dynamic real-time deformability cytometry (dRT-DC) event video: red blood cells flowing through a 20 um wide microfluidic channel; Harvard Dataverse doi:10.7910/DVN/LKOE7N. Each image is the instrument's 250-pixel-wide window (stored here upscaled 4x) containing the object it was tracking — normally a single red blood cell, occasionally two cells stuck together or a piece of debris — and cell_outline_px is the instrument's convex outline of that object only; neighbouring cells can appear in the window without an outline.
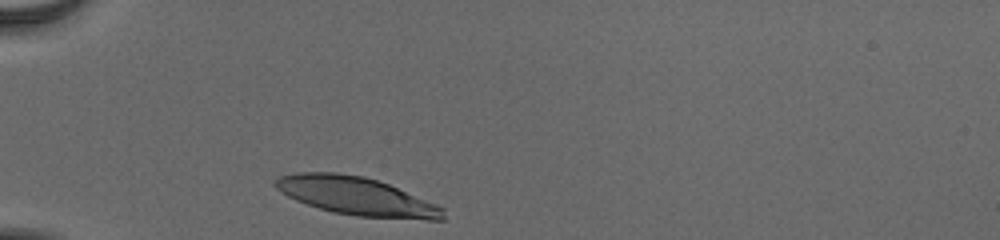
{"species": "human", "species_latin": "Homo sapiens", "temperature_condition": "cold", "stored_images_in_passage": 30, "camera_frame_rate_fps": 3000, "um_per_image_px": 0.085, "donor": {"sex": "male"}, "frame": {"image": 1, "passage_image": 1, "time_ms": 0.0, "image_size_px": [1000, 240], "cell_outline_px": [[444, 220], [428, 220], [356, 216], [332, 212], [296, 200], [288, 196], [276, 188], [272, 184], [280, 176], [296, 172], [336, 172], [364, 176], [388, 184], [436, 204], [444, 208]], "centroid_in_image_um": [30.3, 16.67], "position_along_channel_um": 54.7, "area_um2": 37.17}}
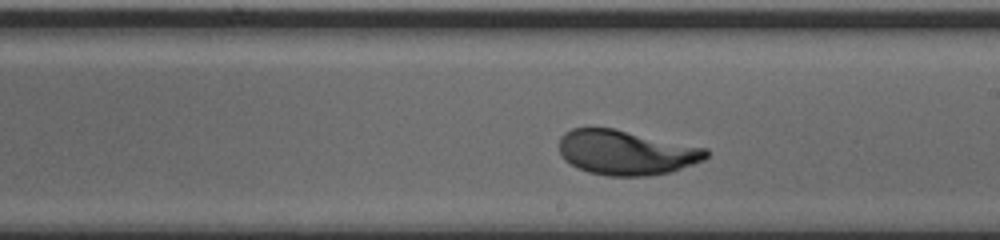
{"frame": {"image": 2, "passage_image": 17, "time_ms": 5.333, "image_size_px": [1000, 240], "cell_outline_px": [[712, 152], [704, 160], [672, 172], [648, 176], [608, 176], [588, 172], [576, 168], [564, 160], [560, 152], [560, 136], [564, 132], [572, 128], [612, 128], [708, 148]], "centroid_in_image_um": [53.24, 12.97], "position_along_channel_um": 235.8, "area_um2": 38.61}}
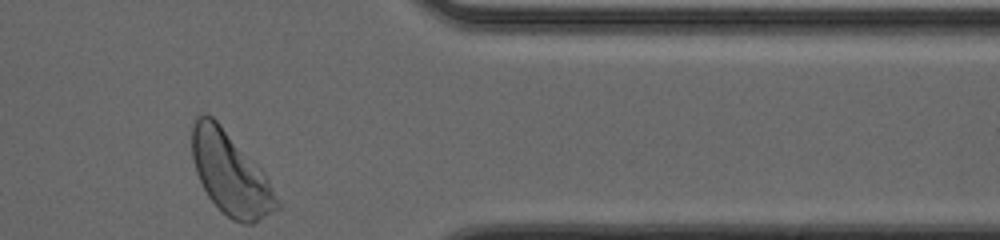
{"frame": {"image": 3, "passage_image": 30, "time_ms": 9.667, "image_size_px": [1000, 240], "cell_outline_px": [[280, 208], [252, 224], [244, 224], [232, 220], [208, 196], [196, 172], [192, 160], [192, 128], [196, 116], [204, 112], [212, 116], [220, 124], [268, 176], [280, 200]], "centroid_in_image_um": [19.61, 14.76], "position_along_channel_um": 391.8, "area_um2": 40.75}, "authors_computed_cell_mechanics": {"area_um2": 38.437, "velocity_mm_per_s": 3.8292, "shape_relaxation_time_tau1_ms": 3.9378, "shape_relaxation_time_tau2_ms": null, "deformation_change_tau1": 0.2021, "deformation_change_tau2": null}}